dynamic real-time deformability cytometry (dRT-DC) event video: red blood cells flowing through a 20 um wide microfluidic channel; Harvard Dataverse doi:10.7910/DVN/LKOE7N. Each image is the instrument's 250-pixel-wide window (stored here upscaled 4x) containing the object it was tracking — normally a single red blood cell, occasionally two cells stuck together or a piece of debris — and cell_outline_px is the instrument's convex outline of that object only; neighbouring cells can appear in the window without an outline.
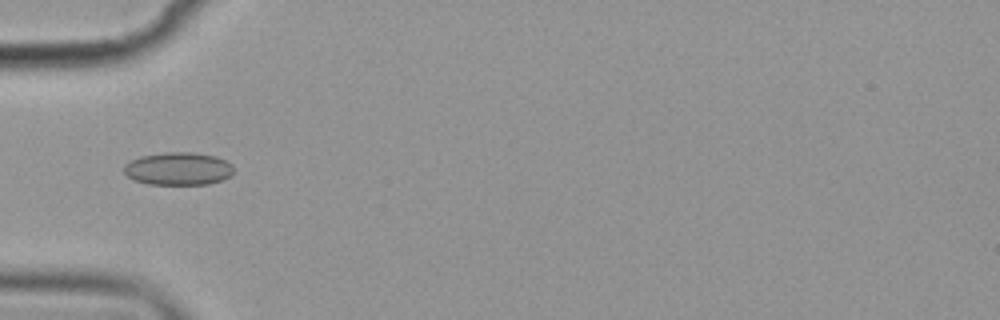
{"species": "common noctule bat (a hibernating species)", "species_latin": "Nyctalus noctula", "temperature_condition": "cold", "stored_images_in_passage": 10, "camera_frame_rate_fps": 3000, "um_per_image_px": 0.085, "animal": {"sex": "female", "body_mass_g": 19.9}, "frame": {"image": 1, "passage_image": 4, "time_ms": 4.333, "image_size_px": [1000, 320], "cell_outline_px": [[232, 172], [228, 176], [220, 180], [208, 184], [148, 184], [136, 180], [128, 176], [124, 172], [124, 164], [140, 156], [164, 152], [192, 152], [216, 156], [232, 164]], "centroid_in_image_um": [15.13, 14.33], "position_along_channel_um": 69.9, "area_um2": 20.81}}
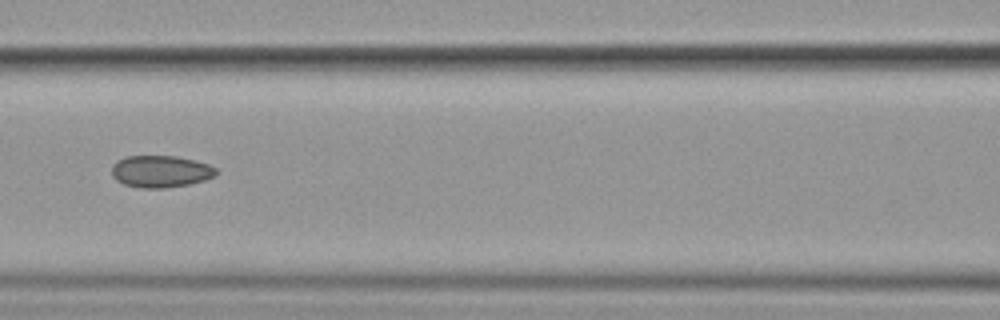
{"frame": {"image": 2, "passage_image": 6, "time_ms": 6.667, "image_size_px": [1000, 320], "cell_outline_px": [[216, 176], [204, 180], [188, 184], [164, 188], [140, 188], [124, 184], [116, 180], [112, 176], [112, 164], [124, 156], [176, 156], [196, 160], [208, 164], [216, 168]], "centroid_in_image_um": [13.64, 14.57], "position_along_channel_um": 153.0, "area_um2": 19.54}}
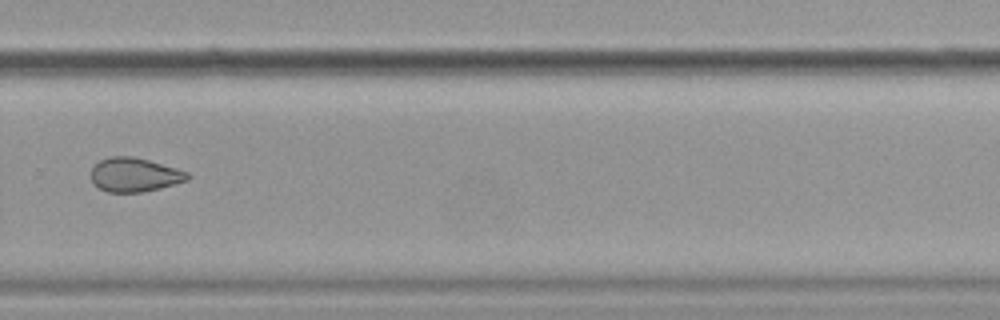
{"frame": {"image": 3, "passage_image": 10, "time_ms": 11.333, "image_size_px": [1000, 320], "cell_outline_px": [[192, 176], [188, 180], [160, 188], [140, 192], [108, 192], [92, 184], [92, 168], [100, 160], [112, 156], [132, 156], [148, 160], [176, 168], [188, 172]], "centroid_in_image_um": [11.45, 14.86], "position_along_channel_um": 318.4, "area_um2": 19.02}}